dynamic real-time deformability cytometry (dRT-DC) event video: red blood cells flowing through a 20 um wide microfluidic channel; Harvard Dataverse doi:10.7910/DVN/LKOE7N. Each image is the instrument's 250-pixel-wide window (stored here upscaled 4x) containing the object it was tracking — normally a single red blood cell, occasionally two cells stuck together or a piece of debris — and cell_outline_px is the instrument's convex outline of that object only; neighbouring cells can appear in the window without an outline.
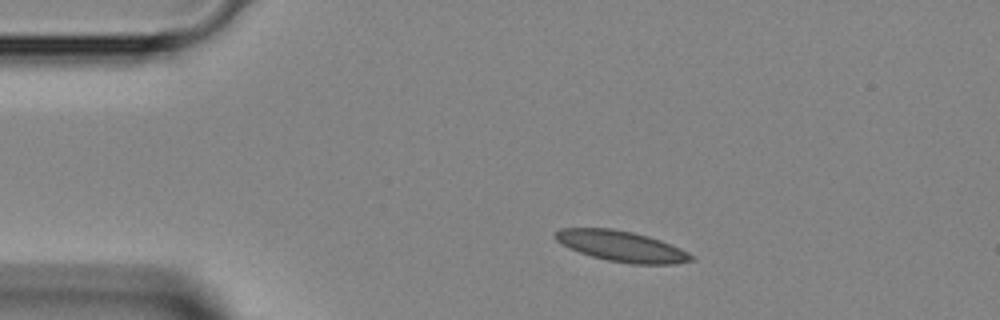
{"species": "Egyptian fruit bat (a non-hibernating species)", "species_latin": "Rousettus aegyptiacus", "temperature_condition": "room temperature", "stored_images_in_passage": 38, "camera_frame_rate_fps": 3000, "um_per_image_px": 0.085, "animal": {"sex": "female"}, "frame": {"image": 1, "passage_image": 1, "time_ms": 0.0, "image_size_px": [1000, 320], "cell_outline_px": [[696, 260], [676, 264], [632, 264], [608, 260], [592, 256], [568, 248], [560, 244], [552, 236], [552, 232], [560, 228], [612, 228], [632, 232], [648, 236], [660, 240], [680, 248], [688, 252]], "centroid_in_image_um": [52.79, 20.92], "position_along_channel_um": 32.2, "area_um2": 24.45}}
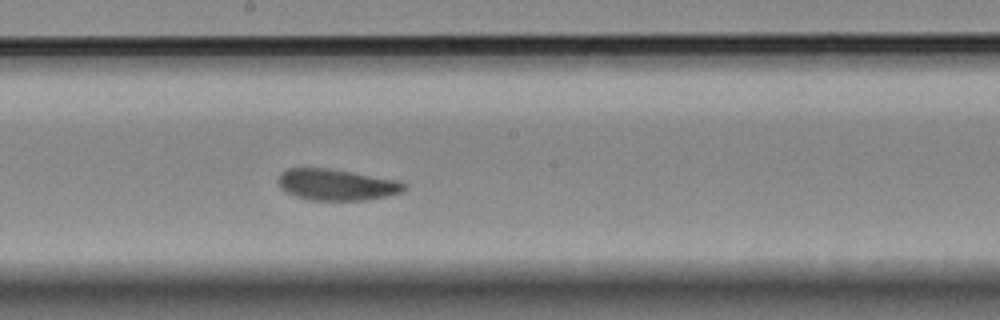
{"frame": {"image": 2, "passage_image": 17, "time_ms": 5.333, "image_size_px": [1000, 320], "cell_outline_px": [[408, 188], [400, 192], [368, 200], [308, 200], [296, 196], [280, 188], [276, 180], [280, 172], [288, 168], [328, 168], [400, 180], [408, 184]], "centroid_in_image_um": [28.61, 15.69], "position_along_channel_um": 219.6, "area_um2": 23.18}}
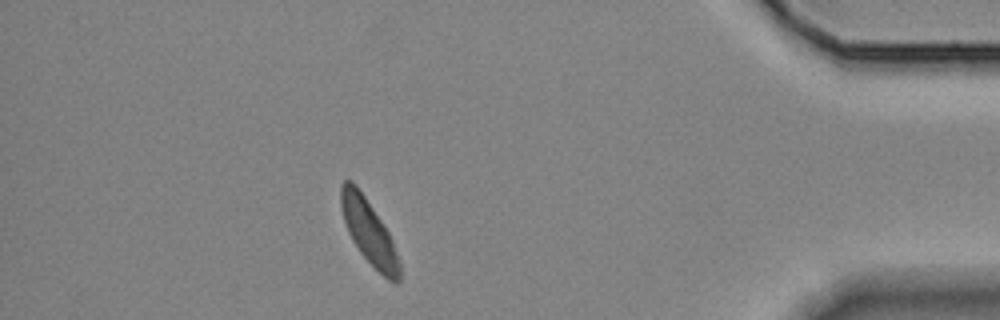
{"frame": {"image": 3, "passage_image": 33, "time_ms": 10.667, "image_size_px": [1000, 320], "cell_outline_px": [[400, 280], [396, 284], [388, 280], [360, 252], [352, 240], [348, 232], [340, 208], [340, 184], [344, 180], [352, 180], [356, 184], [388, 232], [392, 240], [400, 260]], "centroid_in_image_um": [31.34, 19.7], "position_along_channel_um": 403.9, "area_um2": 21.73}}